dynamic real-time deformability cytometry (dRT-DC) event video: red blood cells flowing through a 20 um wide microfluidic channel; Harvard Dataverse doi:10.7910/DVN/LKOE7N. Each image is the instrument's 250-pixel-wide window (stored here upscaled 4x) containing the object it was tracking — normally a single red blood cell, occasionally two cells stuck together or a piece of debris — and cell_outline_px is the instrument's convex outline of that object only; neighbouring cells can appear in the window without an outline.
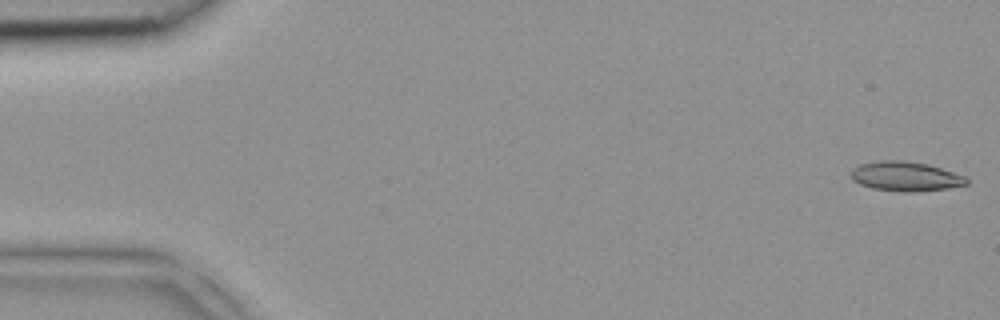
{"species": "common noctule bat (a hibernating species)", "species_latin": "Nyctalus noctula", "temperature_condition": "room temperature", "stored_images_in_passage": 4, "camera_frame_rate_fps": 3000, "um_per_image_px": 0.085, "animal": {"sex": "female", "body_mass_g": 18.4}, "frame": {"image": 1, "passage_image": 1, "time_ms": 0.0, "image_size_px": [1000, 320], "cell_outline_px": [[968, 184], [948, 188], [912, 192], [904, 192], [872, 188], [860, 184], [852, 180], [852, 168], [860, 164], [880, 160], [904, 160], [928, 164], [964, 176], [968, 180]], "centroid_in_image_um": [76.95, 14.99], "position_along_channel_um": 8.1, "area_um2": 19.77}}
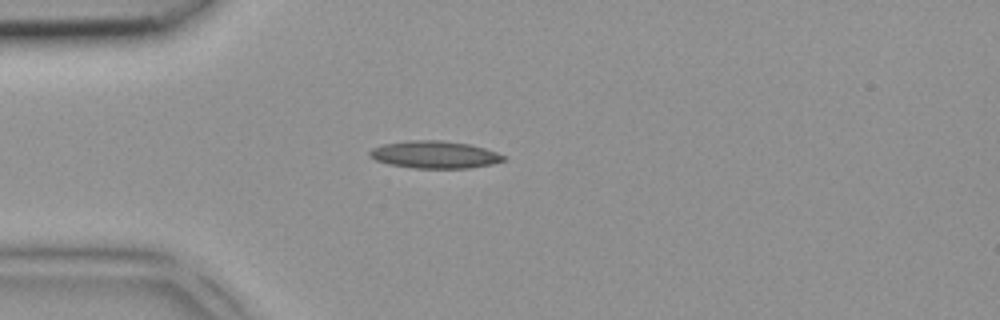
{"frame": {"image": 2, "passage_image": 4, "time_ms": 1.0, "image_size_px": [1000, 320], "cell_outline_px": [[504, 160], [492, 164], [468, 168], [412, 168], [388, 164], [376, 160], [368, 156], [368, 152], [372, 148], [384, 144], [412, 140], [440, 140], [468, 144], [484, 148], [496, 152], [504, 156]], "centroid_in_image_um": [36.9, 13.15], "position_along_channel_um": 48.1, "area_um2": 21.21}}